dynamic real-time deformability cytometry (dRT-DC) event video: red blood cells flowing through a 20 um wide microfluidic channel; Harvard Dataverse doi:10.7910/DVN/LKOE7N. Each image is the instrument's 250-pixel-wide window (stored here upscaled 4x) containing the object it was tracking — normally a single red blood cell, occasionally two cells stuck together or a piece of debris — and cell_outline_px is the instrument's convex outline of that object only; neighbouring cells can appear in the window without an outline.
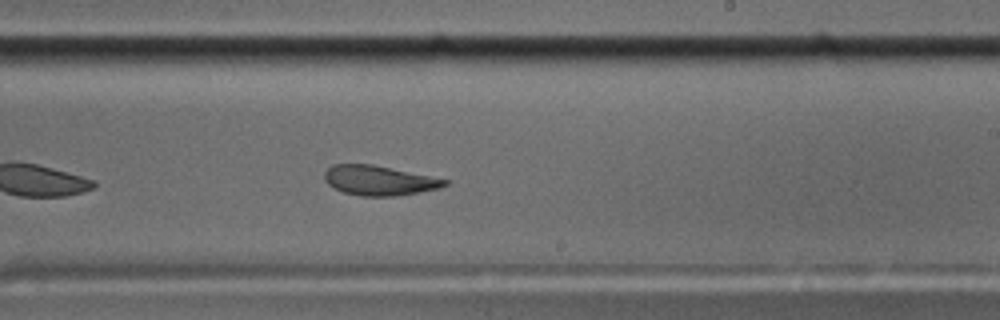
{"species": "common noctule bat (a hibernating species)", "species_latin": "Nyctalus noctula", "temperature_condition": "cold", "stored_images_in_passage": 36, "camera_frame_rate_fps": 3000, "um_per_image_px": 0.085, "animal": {"sex": "male", "body_mass_g": 17.5, "forearm_length_mm": 52.3}, "frame": {"image": 1, "passage_image": 21, "time_ms": 6.667, "image_size_px": [1000, 320], "cell_outline_px": [[448, 184], [440, 188], [420, 192], [396, 196], [360, 196], [344, 192], [328, 184], [324, 180], [324, 172], [332, 164], [372, 164], [448, 180]], "centroid_in_image_um": [32.2, 15.34], "position_along_channel_um": 256.8, "area_um2": 20.69}, "authors_computed_cell_mechanics": {"area_um2": 21.6461, "velocity_mm_per_s": 3.5993, "shape_relaxation_time_tau1_ms": 5.8578, "shape_relaxation_time_tau2_ms": 2.1794, "deformation_change_tau1": 0.1979, "deformation_change_tau2": 0.0854}}